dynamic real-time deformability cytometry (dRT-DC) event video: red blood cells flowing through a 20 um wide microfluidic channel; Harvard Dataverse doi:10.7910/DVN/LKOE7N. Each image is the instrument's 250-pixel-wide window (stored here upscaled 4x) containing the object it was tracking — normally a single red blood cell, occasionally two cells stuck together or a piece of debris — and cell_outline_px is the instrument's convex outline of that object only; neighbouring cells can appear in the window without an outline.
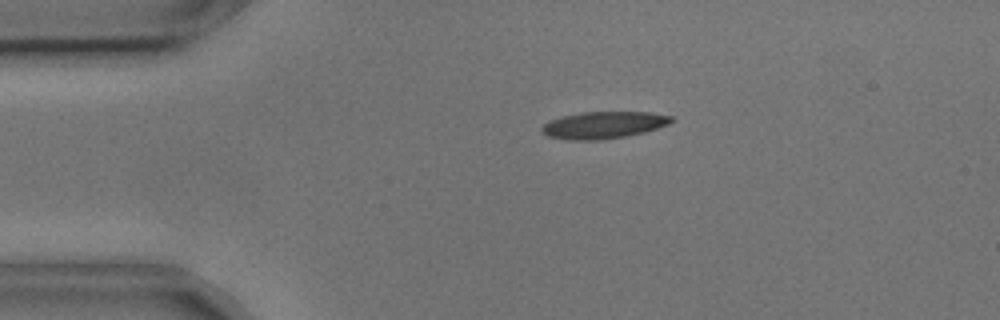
{"species": "common noctule bat (a hibernating species)", "species_latin": "Nyctalus noctula", "temperature_condition": "cold", "stored_images_in_passage": 2, "camera_frame_rate_fps": 3000, "um_per_image_px": 0.085, "animal": {"sex": "male", "body_mass_g": 17.9, "forearm_length_mm": 54.2}, "frame": {"image": 1, "passage_image": 1, "time_ms": 0.0, "image_size_px": [1000, 320], "cell_outline_px": [[676, 120], [668, 124], [644, 132], [628, 136], [596, 140], [568, 140], [548, 136], [540, 128], [548, 120], [560, 116], [580, 112], [652, 112], [672, 116]], "centroid_in_image_um": [51.3, 10.62], "position_along_channel_um": 33.7, "area_um2": 20.52}}